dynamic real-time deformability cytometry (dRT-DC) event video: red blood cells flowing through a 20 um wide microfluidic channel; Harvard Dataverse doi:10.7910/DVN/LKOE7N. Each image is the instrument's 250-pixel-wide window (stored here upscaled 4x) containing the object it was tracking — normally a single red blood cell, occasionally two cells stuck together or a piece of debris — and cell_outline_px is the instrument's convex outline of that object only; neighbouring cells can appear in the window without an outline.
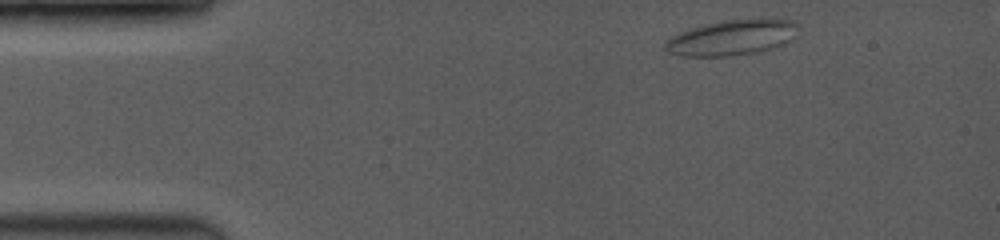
{"species": "common noctule bat (a hibernating species)", "species_latin": "Nyctalus noctula", "temperature_condition": "room temperature", "stored_images_in_passage": 4, "segment_of_instrument_passage": [1, 2], "camera_frame_rate_fps": 3500, "um_per_image_px": 0.085, "animal": {"sex": "female", "body_mass_g": 19.0, "forearm_length_mm": 53.3}, "frame": {"image": 1, "passage_image": 1, "time_ms": 0.0, "image_size_px": [1000, 240], "cell_outline_px": [[796, 36], [792, 40], [784, 44], [760, 52], [732, 56], [680, 56], [668, 52], [664, 48], [664, 44], [672, 36], [680, 32], [708, 24], [728, 20], [792, 20], [796, 24]], "centroid_in_image_um": [62.21, 3.23], "position_along_channel_um": 22.8, "area_um2": 26.93}}